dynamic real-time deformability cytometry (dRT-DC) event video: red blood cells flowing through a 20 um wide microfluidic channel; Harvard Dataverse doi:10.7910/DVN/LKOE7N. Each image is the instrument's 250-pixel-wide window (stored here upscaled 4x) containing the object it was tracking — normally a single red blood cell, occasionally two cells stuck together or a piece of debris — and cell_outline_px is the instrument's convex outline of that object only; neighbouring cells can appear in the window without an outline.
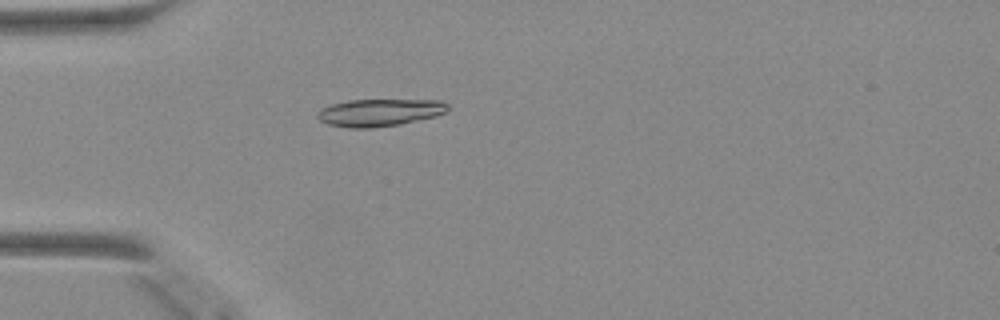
{"species": "Egyptian fruit bat (a non-hibernating species)", "species_latin": "Rousettus aegyptiacus", "temperature_condition": "warm", "stored_images_in_passage": 37, "camera_frame_rate_fps": 3000, "um_per_image_px": 0.085, "animal": {"sex": "female"}, "frame": {"image": 1, "passage_image": 3, "time_ms": 0.667, "image_size_px": [1000, 320], "cell_outline_px": [[448, 108], [444, 112], [436, 116], [400, 124], [368, 128], [352, 128], [328, 124], [320, 120], [316, 116], [316, 112], [320, 108], [332, 104], [348, 100], [440, 100], [448, 104]], "centroid_in_image_um": [32.23, 9.56], "position_along_channel_um": 52.8, "area_um2": 20.69}}
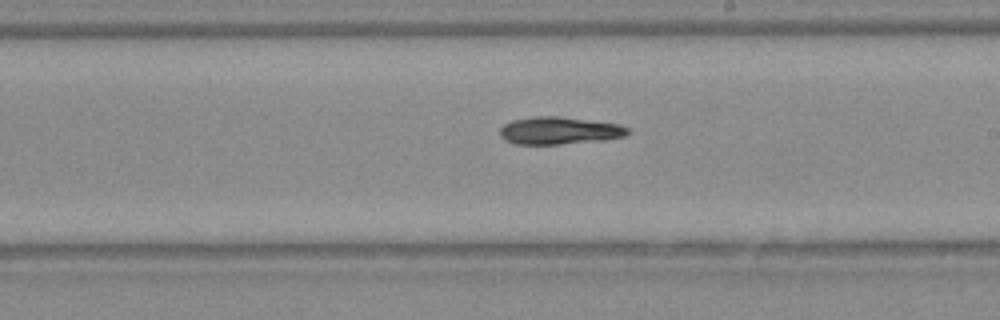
{"frame": {"image": 2, "passage_image": 17, "time_ms": 5.333, "image_size_px": [1000, 320], "cell_outline_px": [[628, 132], [624, 136], [604, 140], [560, 144], [516, 144], [504, 140], [500, 136], [500, 128], [504, 124], [512, 120], [536, 116], [560, 116], [620, 124], [628, 128]], "centroid_in_image_um": [47.51, 11.1], "position_along_channel_um": 241.5, "area_um2": 20.46}}
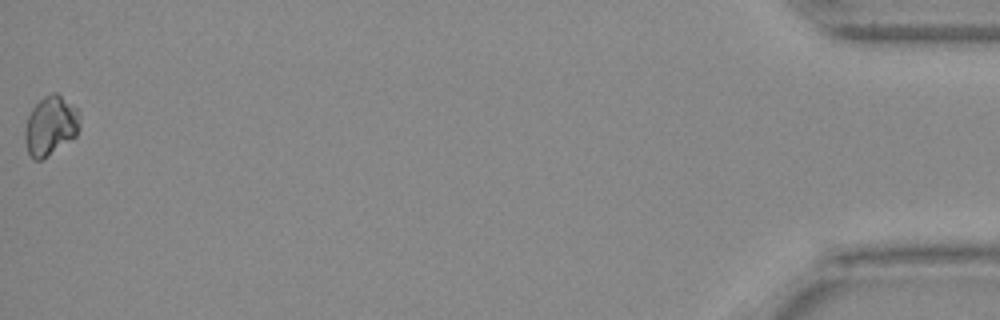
{"frame": {"image": 3, "passage_image": 37, "time_ms": 12.0, "image_size_px": [1000, 320], "cell_outline_px": [[80, 124], [76, 136], [40, 160], [32, 160], [28, 152], [24, 140], [24, 132], [28, 116], [32, 108], [44, 96], [52, 92], [56, 92], [76, 108], [80, 112]], "centroid_in_image_um": [4.29, 10.68], "position_along_channel_um": 430.9, "area_um2": 18.84}}